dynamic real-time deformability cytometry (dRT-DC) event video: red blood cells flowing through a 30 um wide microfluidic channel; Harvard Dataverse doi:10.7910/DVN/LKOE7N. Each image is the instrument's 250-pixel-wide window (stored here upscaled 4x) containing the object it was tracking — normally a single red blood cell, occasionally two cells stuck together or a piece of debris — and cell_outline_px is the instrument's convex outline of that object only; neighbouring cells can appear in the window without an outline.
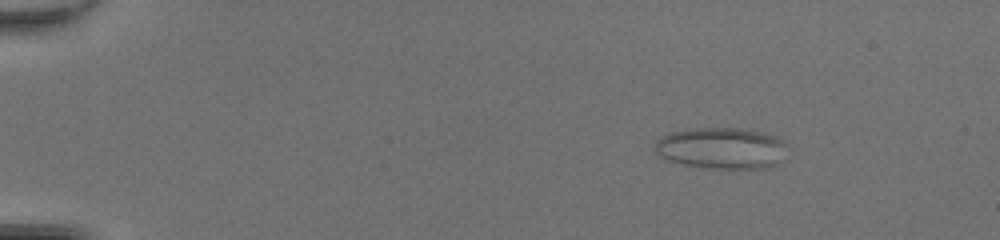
{"species": "common noctule bat (a hibernating species)", "species_latin": "Nyctalus noctula", "temperature_condition": "room temperature", "stored_images_in_passage": 50, "camera_frame_rate_fps": 3000, "um_per_image_px": 0.085, "animal": {"sex": "female", "body_mass_g": 20.0, "forearm_length_mm": 54.0}, "frame": {"image": 1, "passage_image": 8, "time_ms": 2.333, "image_size_px": [1000, 240], "cell_outline_px": [[792, 148], [784, 160], [780, 164], [772, 168], [704, 168], [680, 164], [668, 160], [660, 156], [652, 148], [656, 140], [660, 136], [672, 132], [688, 128], [748, 128], [764, 132], [776, 136], [784, 140]], "centroid_in_image_um": [61.43, 12.59], "position_along_channel_um": 23.6, "area_um2": 33.23}}
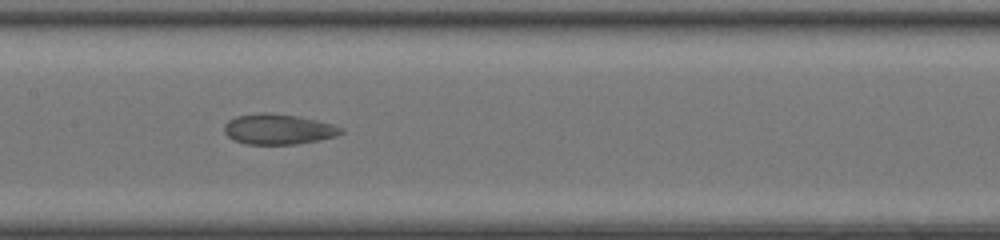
{"frame": {"image": 2, "passage_image": 27, "time_ms": 8.667, "image_size_px": [1000, 240], "cell_outline_px": [[344, 132], [336, 136], [320, 140], [296, 144], [244, 144], [232, 140], [224, 132], [224, 124], [228, 120], [236, 116], [260, 112], [268, 112], [300, 116], [336, 124], [344, 128]], "centroid_in_image_um": [23.68, 10.97], "position_along_channel_um": 183.7, "area_um2": 21.15}}
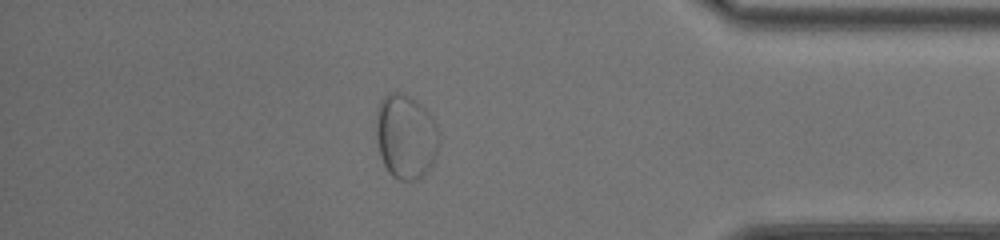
{"frame": {"image": 3, "passage_image": 44, "time_ms": 14.333, "image_size_px": [1000, 240], "cell_outline_px": [[440, 140], [436, 156], [428, 172], [420, 180], [400, 180], [392, 176], [388, 172], [380, 156], [376, 140], [376, 112], [380, 100], [388, 92], [400, 92], [416, 100], [432, 116], [436, 124], [440, 136]], "centroid_in_image_um": [34.5, 11.62], "position_along_channel_um": 400.7, "area_um2": 31.62}}